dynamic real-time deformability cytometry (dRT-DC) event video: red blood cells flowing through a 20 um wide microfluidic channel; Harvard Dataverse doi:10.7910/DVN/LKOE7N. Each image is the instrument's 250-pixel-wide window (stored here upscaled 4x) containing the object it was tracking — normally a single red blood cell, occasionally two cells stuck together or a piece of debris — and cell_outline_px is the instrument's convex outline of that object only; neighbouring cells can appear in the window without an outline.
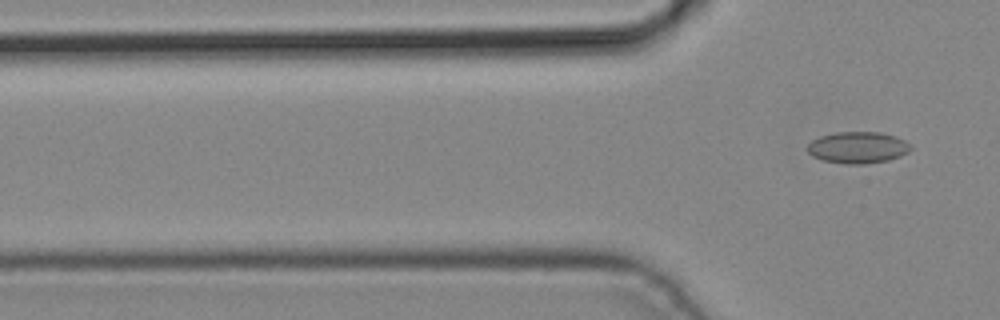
{"species": "common noctule bat (a hibernating species)", "species_latin": "Nyctalus noctula", "temperature_condition": "cold", "stored_images_in_passage": 4, "camera_frame_rate_fps": 3000, "um_per_image_px": 0.085, "animal": {"sex": "male", "body_mass_g": 19.2, "forearm_length_mm": 51.8}, "frame": {"image": 1, "passage_image": 4, "time_ms": 1.0, "image_size_px": [1000, 320], "cell_outline_px": [[912, 148], [908, 152], [900, 156], [888, 160], [864, 164], [844, 164], [824, 160], [812, 156], [804, 148], [812, 140], [820, 136], [836, 132], [880, 132], [896, 136], [912, 144]], "centroid_in_image_um": [72.91, 12.53], "position_along_channel_um": 52.9, "area_um2": 19.19}}